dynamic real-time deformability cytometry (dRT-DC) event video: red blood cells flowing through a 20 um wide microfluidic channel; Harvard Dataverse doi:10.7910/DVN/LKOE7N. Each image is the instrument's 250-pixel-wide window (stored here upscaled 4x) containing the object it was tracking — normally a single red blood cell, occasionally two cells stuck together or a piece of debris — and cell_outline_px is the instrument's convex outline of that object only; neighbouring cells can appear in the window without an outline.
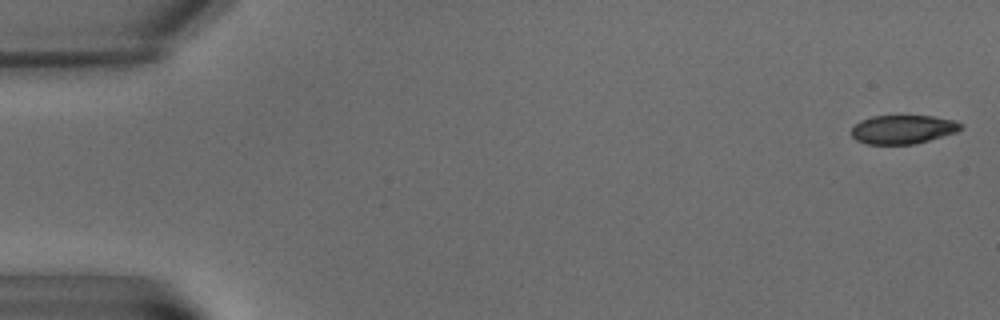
{"species": "common noctule bat (a hibernating species)", "species_latin": "Nyctalus noctula", "temperature_condition": "warm", "stored_images_in_passage": 7, "camera_frame_rate_fps": 3000, "um_per_image_px": 0.085, "animal": {"sex": "male", "body_mass_g": 15.6}, "frame": {"image": 1, "passage_image": 1, "time_ms": 0.0, "image_size_px": [1000, 320], "cell_outline_px": [[964, 128], [956, 132], [928, 140], [912, 144], [868, 144], [856, 140], [852, 136], [852, 128], [860, 120], [872, 116], [932, 116], [956, 120], [964, 124]], "centroid_in_image_um": [76.78, 10.99], "position_along_channel_um": 8.2, "area_um2": 18.32}}
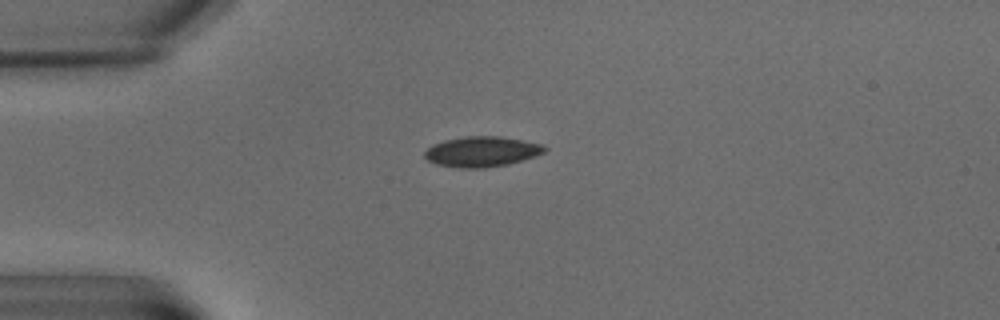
{"frame": {"image": 2, "passage_image": 5, "time_ms": 5.667, "image_size_px": [1000, 320], "cell_outline_px": [[548, 148], [544, 152], [536, 156], [508, 164], [484, 168], [460, 168], [436, 164], [428, 160], [424, 156], [424, 152], [432, 144], [444, 140], [464, 136], [500, 136], [524, 140], [544, 144]], "centroid_in_image_um": [40.97, 12.88], "position_along_channel_um": 44.0, "area_um2": 21.39}}